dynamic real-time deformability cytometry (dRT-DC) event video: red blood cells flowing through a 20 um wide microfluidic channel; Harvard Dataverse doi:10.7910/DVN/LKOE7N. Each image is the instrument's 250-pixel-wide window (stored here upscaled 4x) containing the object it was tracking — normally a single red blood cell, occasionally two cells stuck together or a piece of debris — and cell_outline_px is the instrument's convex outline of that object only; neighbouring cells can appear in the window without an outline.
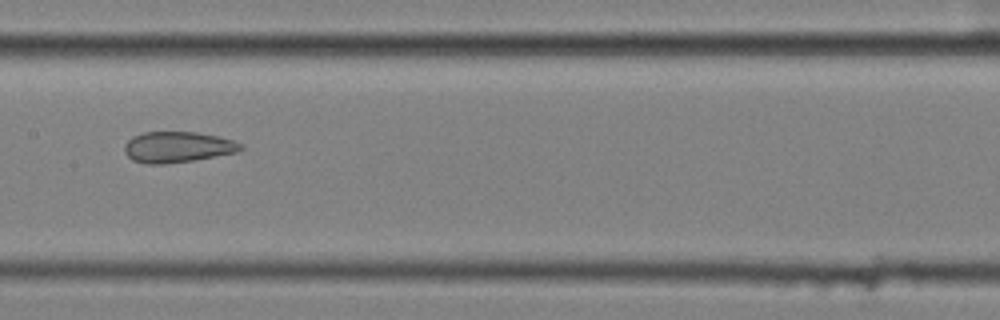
{"species": "common noctule bat (a hibernating species)", "species_latin": "Nyctalus noctula", "temperature_condition": "cold", "stored_images_in_passage": 10, "camera_frame_rate_fps": 3000, "um_per_image_px": 0.085, "animal": {"sex": "female", "body_mass_g": 25.1}, "frame": {"image": 1, "passage_image": 9, "time_ms": 2.667, "image_size_px": [1000, 320], "cell_outline_px": [[244, 148], [236, 152], [196, 160], [164, 164], [148, 164], [132, 160], [124, 152], [124, 144], [132, 136], [144, 132], [196, 132], [216, 136], [232, 140], [240, 144]], "centroid_in_image_um": [15.05, 12.5], "position_along_channel_um": 192.4, "area_um2": 20.87}}
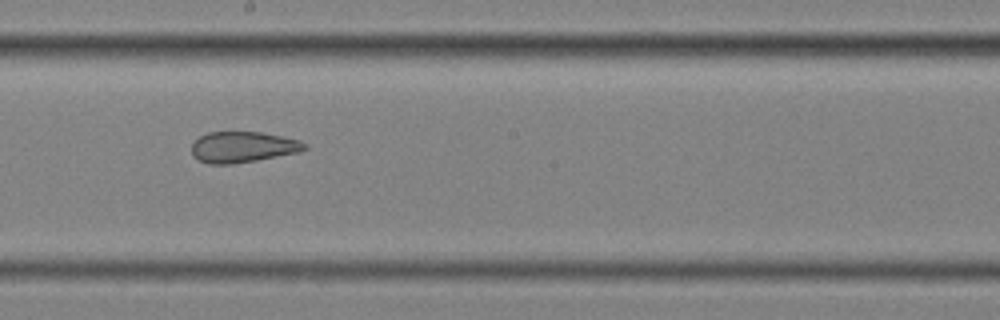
{"frame": {"image": 2, "passage_image": 10, "time_ms": 3.0, "image_size_px": [1000, 320], "cell_outline_px": [[308, 148], [300, 152], [256, 160], [232, 164], [208, 164], [192, 156], [192, 144], [200, 136], [208, 132], [260, 132], [300, 140], [308, 144]], "centroid_in_image_um": [20.66, 12.5], "position_along_channel_um": 227.5, "area_um2": 20.35}}